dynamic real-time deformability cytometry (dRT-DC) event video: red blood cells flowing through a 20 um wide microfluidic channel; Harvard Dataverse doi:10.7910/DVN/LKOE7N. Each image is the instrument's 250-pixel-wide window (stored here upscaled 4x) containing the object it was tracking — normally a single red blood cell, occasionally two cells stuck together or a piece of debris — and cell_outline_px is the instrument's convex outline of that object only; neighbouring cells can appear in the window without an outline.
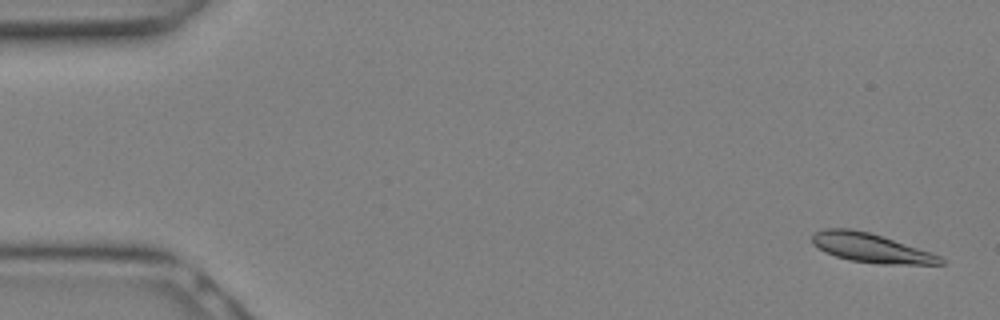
{"species": "Egyptian fruit bat (a non-hibernating species)", "species_latin": "Rousettus aegyptiacus", "temperature_condition": "warm", "stored_images_in_passage": 11, "camera_frame_rate_fps": 3000, "um_per_image_px": 0.085, "animal": {"sex": "female"}, "frame": {"image": 1, "passage_image": 1, "time_ms": 0.0, "image_size_px": [1000, 320], "cell_outline_px": [[944, 264], [880, 264], [848, 260], [824, 252], [812, 244], [812, 236], [816, 232], [824, 228], [852, 228], [868, 232], [932, 252], [940, 256], [944, 260]], "centroid_in_image_um": [74.01, 21.07], "position_along_channel_um": 11.0, "area_um2": 21.73}}
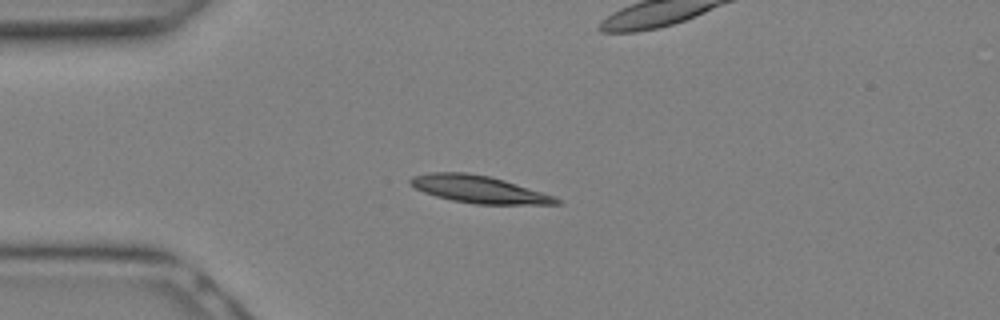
{"frame": {"image": 2, "passage_image": 7, "time_ms": 2.0, "image_size_px": [1000, 320], "cell_outline_px": [[560, 204], [476, 204], [452, 200], [436, 196], [424, 192], [408, 184], [408, 180], [412, 176], [428, 172], [468, 172], [488, 176], [504, 180], [552, 196], [560, 200]], "centroid_in_image_um": [40.61, 16.08], "position_along_channel_um": 44.4, "area_um2": 22.95}}